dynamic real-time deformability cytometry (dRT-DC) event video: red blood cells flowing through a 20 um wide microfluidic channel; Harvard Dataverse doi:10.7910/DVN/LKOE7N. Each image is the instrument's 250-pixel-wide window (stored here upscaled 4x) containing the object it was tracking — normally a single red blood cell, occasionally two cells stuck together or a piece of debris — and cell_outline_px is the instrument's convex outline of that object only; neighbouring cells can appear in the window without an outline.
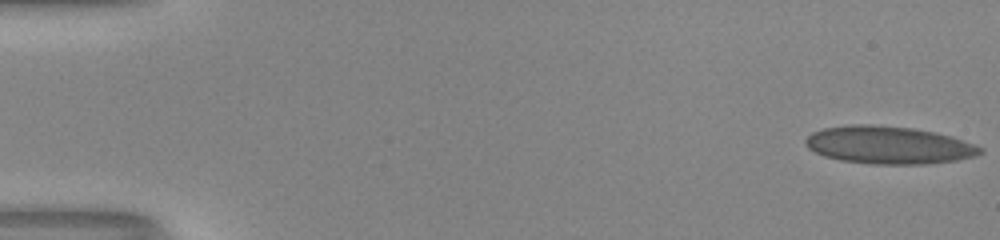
{"species": "human", "species_latin": "Homo sapiens", "temperature_condition": "room temperature", "stored_images_in_passage": 53, "camera_frame_rate_fps": 3000, "um_per_image_px": 0.085, "donor": {"sex": "male"}, "frame": {"image": 1, "passage_image": 1, "time_ms": 0.0, "image_size_px": [1000, 240], "cell_outline_px": [[984, 152], [976, 156], [956, 160], [928, 164], [872, 164], [840, 160], [824, 156], [808, 148], [804, 144], [804, 140], [812, 132], [824, 128], [852, 124], [872, 124], [912, 128], [936, 132], [952, 136], [984, 148]], "centroid_in_image_um": [75.55, 12.33], "position_along_channel_um": 9.5, "area_um2": 38.55}}
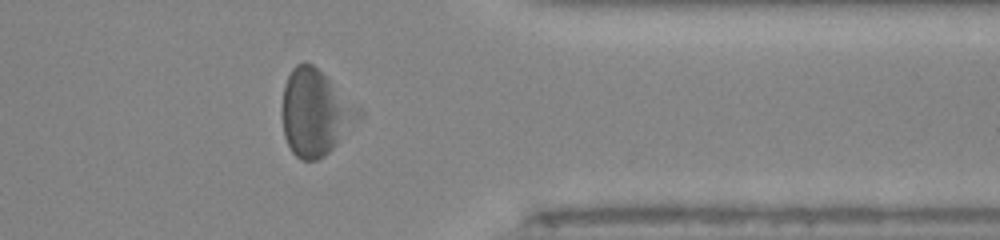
{"frame": {"image": 2, "passage_image": 43, "time_ms": 14.0, "image_size_px": [1000, 240], "cell_outline_px": [[344, 112], [336, 144], [324, 156], [316, 160], [300, 160], [292, 152], [284, 136], [280, 112], [284, 84], [292, 68], [296, 64], [304, 60], [312, 64], [332, 84]], "centroid_in_image_um": [26.36, 9.57], "position_along_channel_um": 385.0, "area_um2": 33.47}}
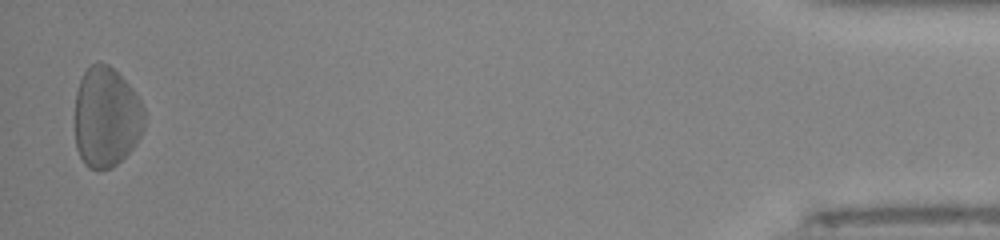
{"frame": {"image": 3, "passage_image": 52, "time_ms": 17.0, "image_size_px": [1000, 240], "cell_outline_px": [[144, 128], [136, 144], [112, 168], [100, 172], [88, 168], [84, 164], [76, 148], [76, 92], [80, 80], [84, 72], [92, 64], [100, 60], [108, 64], [132, 88], [140, 100], [144, 108]], "centroid_in_image_um": [9.03, 9.98], "position_along_channel_um": 426.2, "area_um2": 40.81}}